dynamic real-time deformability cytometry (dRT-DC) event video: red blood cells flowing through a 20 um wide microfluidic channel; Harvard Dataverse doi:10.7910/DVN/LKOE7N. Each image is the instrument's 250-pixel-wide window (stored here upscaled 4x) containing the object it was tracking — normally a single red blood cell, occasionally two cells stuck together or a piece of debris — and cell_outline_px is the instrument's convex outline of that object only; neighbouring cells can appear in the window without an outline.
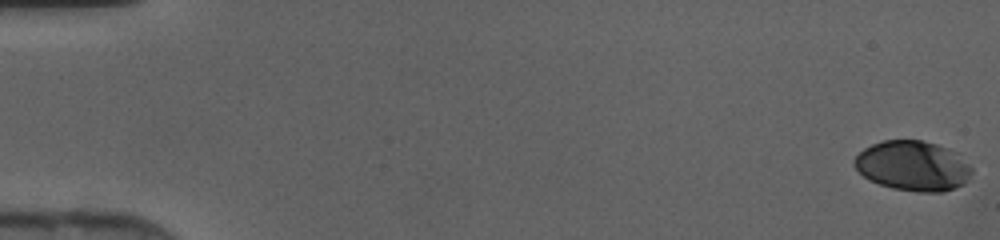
{"species": "human", "species_latin": "Homo sapiens", "temperature_condition": "cold", "stored_images_in_passage": 47, "camera_frame_rate_fps": 3000, "um_per_image_px": 0.085, "donor": {"sex": "female"}, "frame": {"image": 1, "passage_image": 1, "time_ms": 0.0, "image_size_px": [1000, 240], "cell_outline_px": [[972, 172], [968, 180], [964, 184], [956, 188], [944, 192], [916, 192], [892, 188], [868, 180], [852, 164], [852, 160], [864, 148], [872, 144], [884, 140], [920, 140], [936, 144], [948, 148], [956, 152], [972, 168]], "centroid_in_image_um": [77.59, 14.11], "position_along_channel_um": 7.4, "area_um2": 34.39}}
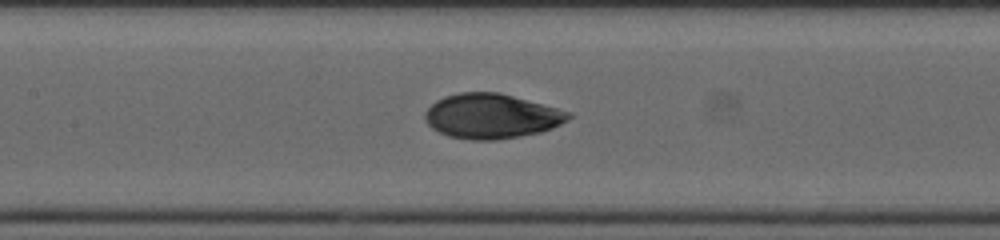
{"frame": {"image": 2, "passage_image": 23, "time_ms": 7.333, "image_size_px": [1000, 240], "cell_outline_px": [[572, 116], [568, 120], [552, 128], [540, 132], [520, 136], [496, 140], [472, 140], [448, 136], [432, 128], [424, 120], [424, 112], [436, 100], [444, 96], [460, 92], [500, 92], [572, 112]], "centroid_in_image_um": [41.77, 9.86], "position_along_channel_um": 165.6, "area_um2": 37.57}}
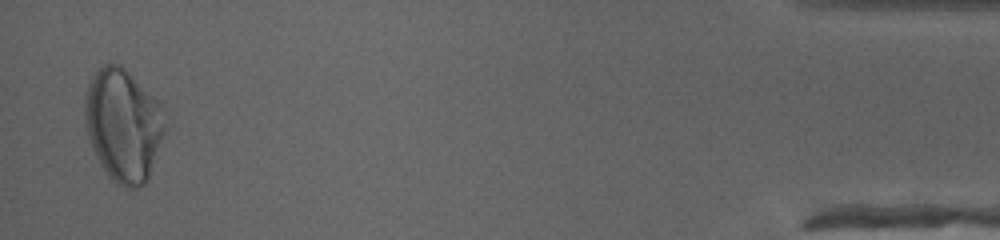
{"frame": {"image": 3, "passage_image": 46, "time_ms": 15.0, "image_size_px": [1000, 240], "cell_outline_px": [[164, 132], [148, 180], [144, 184], [136, 188], [124, 188], [116, 184], [112, 180], [100, 164], [92, 148], [88, 136], [84, 120], [84, 92], [92, 76], [104, 64], [120, 64], [160, 104], [164, 124]], "centroid_in_image_um": [10.43, 10.65], "position_along_channel_um": 424.8, "area_um2": 52.19}}